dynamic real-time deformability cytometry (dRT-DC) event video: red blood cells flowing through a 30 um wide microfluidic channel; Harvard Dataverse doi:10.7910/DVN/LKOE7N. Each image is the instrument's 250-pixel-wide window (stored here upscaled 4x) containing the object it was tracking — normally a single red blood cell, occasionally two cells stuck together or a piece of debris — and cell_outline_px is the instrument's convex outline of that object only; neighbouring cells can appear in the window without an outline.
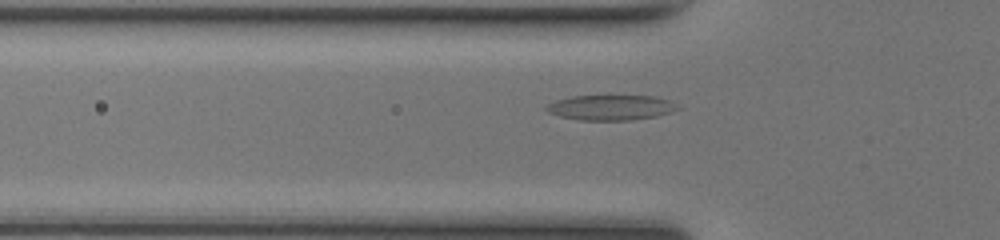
{"species": "common noctule bat (a hibernating species)", "species_latin": "Nyctalus noctula", "temperature_condition": "room temperature", "stored_images_in_passage": 31, "camera_frame_rate_fps": 3000, "um_per_image_px": 0.085, "animal": {"sex": "female", "body_mass_g": 17.0, "forearm_length_mm": 48.0}, "frame": {"image": 1, "passage_image": 3, "time_ms": 0.667, "image_size_px": [1000, 240], "cell_outline_px": [[680, 108], [672, 112], [656, 116], [632, 120], [580, 120], [560, 116], [548, 112], [544, 108], [548, 104], [556, 100], [572, 96], [656, 96], [672, 100]], "centroid_in_image_um": [51.96, 9.14], "position_along_channel_um": 73.8, "area_um2": 19.31}}
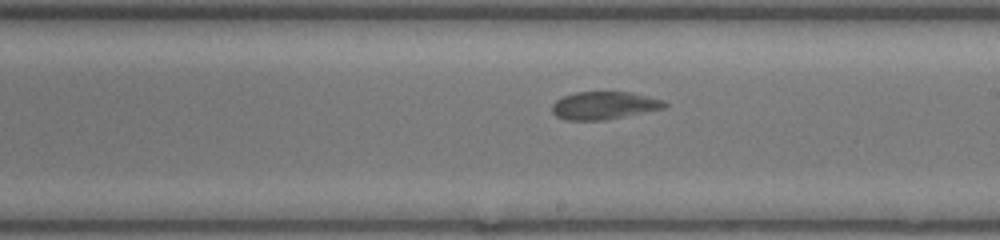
{"frame": {"image": 2, "passage_image": 15, "time_ms": 4.667, "image_size_px": [1000, 240], "cell_outline_px": [[668, 104], [664, 108], [604, 120], [568, 120], [556, 116], [552, 112], [552, 104], [556, 100], [564, 96], [576, 92], [628, 92], [648, 96], [664, 100]], "centroid_in_image_um": [51.33, 8.96], "position_along_channel_um": 237.7, "area_um2": 18.03}}
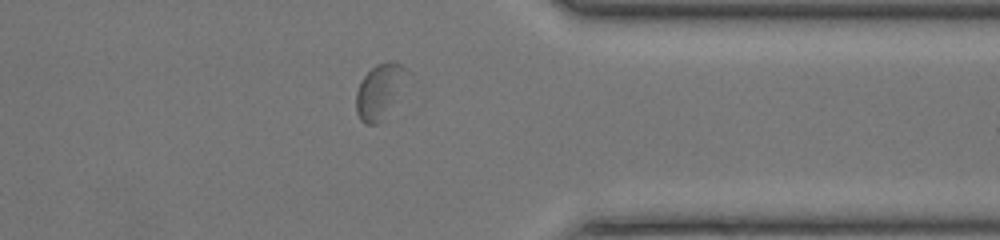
{"frame": {"image": 3, "passage_image": 26, "time_ms": 8.333, "image_size_px": [1000, 240], "cell_outline_px": [[408, 72], [380, 120], [376, 124], [364, 124], [360, 120], [356, 112], [356, 92], [360, 80], [376, 64], [388, 60], [392, 60], [400, 64]], "centroid_in_image_um": [32.16, 7.7], "position_along_channel_um": 379.2, "area_um2": 15.14}}